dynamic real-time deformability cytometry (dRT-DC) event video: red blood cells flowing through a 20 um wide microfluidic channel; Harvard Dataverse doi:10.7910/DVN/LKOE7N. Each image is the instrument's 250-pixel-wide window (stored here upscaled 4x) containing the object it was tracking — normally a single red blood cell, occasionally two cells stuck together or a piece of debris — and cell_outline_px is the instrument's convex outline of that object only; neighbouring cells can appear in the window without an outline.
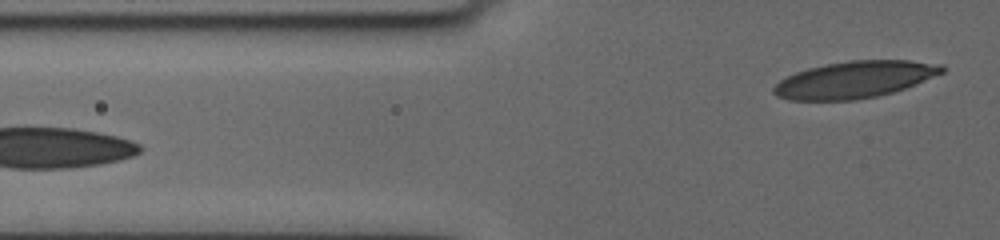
{"species": "human", "species_latin": "Homo sapiens", "temperature_condition": "cold", "stored_images_in_passage": 7, "segment_of_instrument_passage": [2, 2], "camera_frame_rate_fps": 3000, "um_per_image_px": 0.085, "donor": {"sex": "female"}, "frame": {"image": 1, "passage_image": 7, "time_ms": 4.0, "image_size_px": [1000, 240], "cell_outline_px": [[944, 72], [904, 88], [892, 92], [876, 96], [852, 100], [788, 100], [776, 96], [772, 92], [772, 88], [780, 80], [796, 72], [808, 68], [848, 60], [908, 60], [940, 64], [944, 68]], "centroid_in_image_um": [72.6, 6.77], "position_along_channel_um": 53.2, "area_um2": 35.78}}